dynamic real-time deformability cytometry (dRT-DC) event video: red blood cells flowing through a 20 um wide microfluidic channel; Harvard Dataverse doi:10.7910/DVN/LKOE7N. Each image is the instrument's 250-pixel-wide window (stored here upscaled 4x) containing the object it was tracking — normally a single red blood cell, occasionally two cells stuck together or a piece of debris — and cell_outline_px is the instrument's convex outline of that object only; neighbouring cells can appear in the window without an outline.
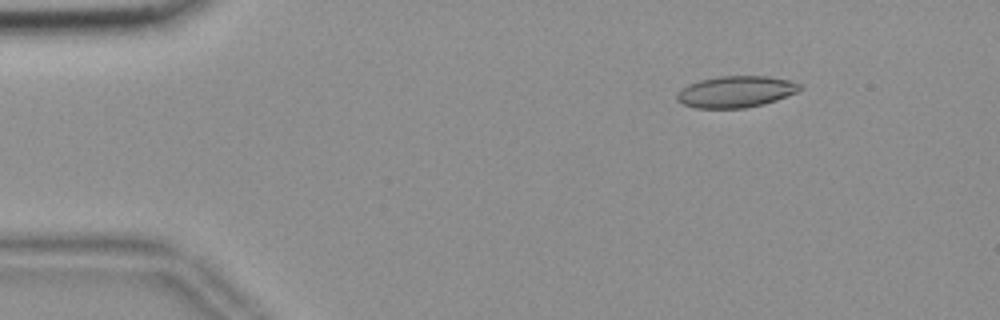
{"species": "common noctule bat (a hibernating species)", "species_latin": "Nyctalus noctula", "temperature_condition": "room temperature", "stored_images_in_passage": 18, "camera_frame_rate_fps": 3000, "um_per_image_px": 0.085, "animal": {"sex": "female", "body_mass_g": 18.4}, "frame": {"image": 1, "passage_image": 8, "time_ms": 2.333, "image_size_px": [1000, 320], "cell_outline_px": [[804, 88], [796, 92], [776, 100], [764, 104], [744, 108], [696, 108], [684, 104], [676, 100], [676, 92], [680, 88], [688, 84], [700, 80], [720, 76], [768, 76], [788, 80], [800, 84]], "centroid_in_image_um": [62.52, 7.79], "position_along_channel_um": 22.5, "area_um2": 22.6}}